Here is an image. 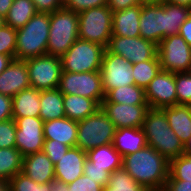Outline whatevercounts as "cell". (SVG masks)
Segmentation results:
<instances>
[{
    "instance_id": "cell-1",
    "label": "cell",
    "mask_w": 191,
    "mask_h": 191,
    "mask_svg": "<svg viewBox=\"0 0 191 191\" xmlns=\"http://www.w3.org/2000/svg\"><path fill=\"white\" fill-rule=\"evenodd\" d=\"M191 16V8L160 0H146L140 15V37L156 45L170 35H178L181 25Z\"/></svg>"
},
{
    "instance_id": "cell-2",
    "label": "cell",
    "mask_w": 191,
    "mask_h": 191,
    "mask_svg": "<svg viewBox=\"0 0 191 191\" xmlns=\"http://www.w3.org/2000/svg\"><path fill=\"white\" fill-rule=\"evenodd\" d=\"M122 167L147 190H161L169 176V161L149 145L123 157Z\"/></svg>"
},
{
    "instance_id": "cell-3",
    "label": "cell",
    "mask_w": 191,
    "mask_h": 191,
    "mask_svg": "<svg viewBox=\"0 0 191 191\" xmlns=\"http://www.w3.org/2000/svg\"><path fill=\"white\" fill-rule=\"evenodd\" d=\"M141 128L147 144L168 161L184 153V145L170 128L162 109L149 108Z\"/></svg>"
},
{
    "instance_id": "cell-4",
    "label": "cell",
    "mask_w": 191,
    "mask_h": 191,
    "mask_svg": "<svg viewBox=\"0 0 191 191\" xmlns=\"http://www.w3.org/2000/svg\"><path fill=\"white\" fill-rule=\"evenodd\" d=\"M50 14L37 13L25 25L16 29V60H27L47 54Z\"/></svg>"
},
{
    "instance_id": "cell-5",
    "label": "cell",
    "mask_w": 191,
    "mask_h": 191,
    "mask_svg": "<svg viewBox=\"0 0 191 191\" xmlns=\"http://www.w3.org/2000/svg\"><path fill=\"white\" fill-rule=\"evenodd\" d=\"M78 38V13L62 7L50 14L47 54L63 56Z\"/></svg>"
},
{
    "instance_id": "cell-6",
    "label": "cell",
    "mask_w": 191,
    "mask_h": 191,
    "mask_svg": "<svg viewBox=\"0 0 191 191\" xmlns=\"http://www.w3.org/2000/svg\"><path fill=\"white\" fill-rule=\"evenodd\" d=\"M116 127L99 108L94 114L78 121L76 147L83 151L113 143Z\"/></svg>"
},
{
    "instance_id": "cell-7",
    "label": "cell",
    "mask_w": 191,
    "mask_h": 191,
    "mask_svg": "<svg viewBox=\"0 0 191 191\" xmlns=\"http://www.w3.org/2000/svg\"><path fill=\"white\" fill-rule=\"evenodd\" d=\"M106 47L99 43L77 39L61 56L62 71L72 73L100 71Z\"/></svg>"
},
{
    "instance_id": "cell-8",
    "label": "cell",
    "mask_w": 191,
    "mask_h": 191,
    "mask_svg": "<svg viewBox=\"0 0 191 191\" xmlns=\"http://www.w3.org/2000/svg\"><path fill=\"white\" fill-rule=\"evenodd\" d=\"M79 39L107 47L112 36L113 11L106 5L90 8L78 14Z\"/></svg>"
},
{
    "instance_id": "cell-9",
    "label": "cell",
    "mask_w": 191,
    "mask_h": 191,
    "mask_svg": "<svg viewBox=\"0 0 191 191\" xmlns=\"http://www.w3.org/2000/svg\"><path fill=\"white\" fill-rule=\"evenodd\" d=\"M57 89L62 94H75L93 99L100 106L105 99L100 71L81 73L62 71Z\"/></svg>"
},
{
    "instance_id": "cell-10",
    "label": "cell",
    "mask_w": 191,
    "mask_h": 191,
    "mask_svg": "<svg viewBox=\"0 0 191 191\" xmlns=\"http://www.w3.org/2000/svg\"><path fill=\"white\" fill-rule=\"evenodd\" d=\"M157 55L163 71L173 73L191 71V47L181 35L165 37L157 45Z\"/></svg>"
},
{
    "instance_id": "cell-11",
    "label": "cell",
    "mask_w": 191,
    "mask_h": 191,
    "mask_svg": "<svg viewBox=\"0 0 191 191\" xmlns=\"http://www.w3.org/2000/svg\"><path fill=\"white\" fill-rule=\"evenodd\" d=\"M31 88L37 90L57 89L62 73L61 58L49 54L25 60Z\"/></svg>"
},
{
    "instance_id": "cell-12",
    "label": "cell",
    "mask_w": 191,
    "mask_h": 191,
    "mask_svg": "<svg viewBox=\"0 0 191 191\" xmlns=\"http://www.w3.org/2000/svg\"><path fill=\"white\" fill-rule=\"evenodd\" d=\"M106 49L122 56L131 64L152 60L157 56V45L142 37L111 36Z\"/></svg>"
},
{
    "instance_id": "cell-13",
    "label": "cell",
    "mask_w": 191,
    "mask_h": 191,
    "mask_svg": "<svg viewBox=\"0 0 191 191\" xmlns=\"http://www.w3.org/2000/svg\"><path fill=\"white\" fill-rule=\"evenodd\" d=\"M105 95L113 89L135 84L132 64L122 56L105 49L100 69Z\"/></svg>"
},
{
    "instance_id": "cell-14",
    "label": "cell",
    "mask_w": 191,
    "mask_h": 191,
    "mask_svg": "<svg viewBox=\"0 0 191 191\" xmlns=\"http://www.w3.org/2000/svg\"><path fill=\"white\" fill-rule=\"evenodd\" d=\"M16 129V149L23 156L41 152L44 144V121L40 117L13 118Z\"/></svg>"
},
{
    "instance_id": "cell-15",
    "label": "cell",
    "mask_w": 191,
    "mask_h": 191,
    "mask_svg": "<svg viewBox=\"0 0 191 191\" xmlns=\"http://www.w3.org/2000/svg\"><path fill=\"white\" fill-rule=\"evenodd\" d=\"M145 96L149 108L177 105L175 73L161 70L145 88Z\"/></svg>"
},
{
    "instance_id": "cell-16",
    "label": "cell",
    "mask_w": 191,
    "mask_h": 191,
    "mask_svg": "<svg viewBox=\"0 0 191 191\" xmlns=\"http://www.w3.org/2000/svg\"><path fill=\"white\" fill-rule=\"evenodd\" d=\"M101 108L113 122L116 129H119L125 127L141 128L149 106L102 103Z\"/></svg>"
},
{
    "instance_id": "cell-17",
    "label": "cell",
    "mask_w": 191,
    "mask_h": 191,
    "mask_svg": "<svg viewBox=\"0 0 191 191\" xmlns=\"http://www.w3.org/2000/svg\"><path fill=\"white\" fill-rule=\"evenodd\" d=\"M31 87L26 61L13 59L0 74V94L13 98Z\"/></svg>"
},
{
    "instance_id": "cell-18",
    "label": "cell",
    "mask_w": 191,
    "mask_h": 191,
    "mask_svg": "<svg viewBox=\"0 0 191 191\" xmlns=\"http://www.w3.org/2000/svg\"><path fill=\"white\" fill-rule=\"evenodd\" d=\"M87 159L86 151L74 146L54 165L55 179L69 184L83 175L84 162Z\"/></svg>"
},
{
    "instance_id": "cell-19",
    "label": "cell",
    "mask_w": 191,
    "mask_h": 191,
    "mask_svg": "<svg viewBox=\"0 0 191 191\" xmlns=\"http://www.w3.org/2000/svg\"><path fill=\"white\" fill-rule=\"evenodd\" d=\"M21 172L39 184L55 179L54 164L43 151L24 156Z\"/></svg>"
},
{
    "instance_id": "cell-20",
    "label": "cell",
    "mask_w": 191,
    "mask_h": 191,
    "mask_svg": "<svg viewBox=\"0 0 191 191\" xmlns=\"http://www.w3.org/2000/svg\"><path fill=\"white\" fill-rule=\"evenodd\" d=\"M44 139L59 141L69 147L76 146L78 122L67 117L44 122Z\"/></svg>"
},
{
    "instance_id": "cell-21",
    "label": "cell",
    "mask_w": 191,
    "mask_h": 191,
    "mask_svg": "<svg viewBox=\"0 0 191 191\" xmlns=\"http://www.w3.org/2000/svg\"><path fill=\"white\" fill-rule=\"evenodd\" d=\"M141 10L142 5H136L125 10L113 12L112 36H140L139 19Z\"/></svg>"
},
{
    "instance_id": "cell-22",
    "label": "cell",
    "mask_w": 191,
    "mask_h": 191,
    "mask_svg": "<svg viewBox=\"0 0 191 191\" xmlns=\"http://www.w3.org/2000/svg\"><path fill=\"white\" fill-rule=\"evenodd\" d=\"M112 144L122 157L148 145L142 128L131 127L116 129Z\"/></svg>"
},
{
    "instance_id": "cell-23",
    "label": "cell",
    "mask_w": 191,
    "mask_h": 191,
    "mask_svg": "<svg viewBox=\"0 0 191 191\" xmlns=\"http://www.w3.org/2000/svg\"><path fill=\"white\" fill-rule=\"evenodd\" d=\"M170 128L174 131L183 145L191 136V107L190 105H174L162 108Z\"/></svg>"
},
{
    "instance_id": "cell-24",
    "label": "cell",
    "mask_w": 191,
    "mask_h": 191,
    "mask_svg": "<svg viewBox=\"0 0 191 191\" xmlns=\"http://www.w3.org/2000/svg\"><path fill=\"white\" fill-rule=\"evenodd\" d=\"M41 90L28 88L12 98V118L39 117Z\"/></svg>"
},
{
    "instance_id": "cell-25",
    "label": "cell",
    "mask_w": 191,
    "mask_h": 191,
    "mask_svg": "<svg viewBox=\"0 0 191 191\" xmlns=\"http://www.w3.org/2000/svg\"><path fill=\"white\" fill-rule=\"evenodd\" d=\"M63 105L66 117L77 122L101 108L95 100L75 94H63Z\"/></svg>"
},
{
    "instance_id": "cell-26",
    "label": "cell",
    "mask_w": 191,
    "mask_h": 191,
    "mask_svg": "<svg viewBox=\"0 0 191 191\" xmlns=\"http://www.w3.org/2000/svg\"><path fill=\"white\" fill-rule=\"evenodd\" d=\"M86 153L87 159L93 163L94 167L106 170L110 174L122 168L123 157L114 148L112 143L90 149Z\"/></svg>"
},
{
    "instance_id": "cell-27",
    "label": "cell",
    "mask_w": 191,
    "mask_h": 191,
    "mask_svg": "<svg viewBox=\"0 0 191 191\" xmlns=\"http://www.w3.org/2000/svg\"><path fill=\"white\" fill-rule=\"evenodd\" d=\"M39 117L44 122L66 117L63 94L58 89L41 90Z\"/></svg>"
},
{
    "instance_id": "cell-28",
    "label": "cell",
    "mask_w": 191,
    "mask_h": 191,
    "mask_svg": "<svg viewBox=\"0 0 191 191\" xmlns=\"http://www.w3.org/2000/svg\"><path fill=\"white\" fill-rule=\"evenodd\" d=\"M102 103H122L128 105H148L145 96V89L131 84L110 90Z\"/></svg>"
},
{
    "instance_id": "cell-29",
    "label": "cell",
    "mask_w": 191,
    "mask_h": 191,
    "mask_svg": "<svg viewBox=\"0 0 191 191\" xmlns=\"http://www.w3.org/2000/svg\"><path fill=\"white\" fill-rule=\"evenodd\" d=\"M37 13L32 0H13L12 6L4 18V24L14 29H19L24 27V25Z\"/></svg>"
},
{
    "instance_id": "cell-30",
    "label": "cell",
    "mask_w": 191,
    "mask_h": 191,
    "mask_svg": "<svg viewBox=\"0 0 191 191\" xmlns=\"http://www.w3.org/2000/svg\"><path fill=\"white\" fill-rule=\"evenodd\" d=\"M23 157L16 148H0V180L8 182L21 172Z\"/></svg>"
},
{
    "instance_id": "cell-31",
    "label": "cell",
    "mask_w": 191,
    "mask_h": 191,
    "mask_svg": "<svg viewBox=\"0 0 191 191\" xmlns=\"http://www.w3.org/2000/svg\"><path fill=\"white\" fill-rule=\"evenodd\" d=\"M102 191H148L143 185L135 181L122 167L113 171L108 179V184Z\"/></svg>"
},
{
    "instance_id": "cell-32",
    "label": "cell",
    "mask_w": 191,
    "mask_h": 191,
    "mask_svg": "<svg viewBox=\"0 0 191 191\" xmlns=\"http://www.w3.org/2000/svg\"><path fill=\"white\" fill-rule=\"evenodd\" d=\"M132 70L135 85L145 89L162 69L157 55L152 60L132 64Z\"/></svg>"
},
{
    "instance_id": "cell-33",
    "label": "cell",
    "mask_w": 191,
    "mask_h": 191,
    "mask_svg": "<svg viewBox=\"0 0 191 191\" xmlns=\"http://www.w3.org/2000/svg\"><path fill=\"white\" fill-rule=\"evenodd\" d=\"M51 191H102V186L84 174L75 181L66 184L54 179L50 182Z\"/></svg>"
},
{
    "instance_id": "cell-34",
    "label": "cell",
    "mask_w": 191,
    "mask_h": 191,
    "mask_svg": "<svg viewBox=\"0 0 191 191\" xmlns=\"http://www.w3.org/2000/svg\"><path fill=\"white\" fill-rule=\"evenodd\" d=\"M168 179L191 181V159L182 154L169 161Z\"/></svg>"
},
{
    "instance_id": "cell-35",
    "label": "cell",
    "mask_w": 191,
    "mask_h": 191,
    "mask_svg": "<svg viewBox=\"0 0 191 191\" xmlns=\"http://www.w3.org/2000/svg\"><path fill=\"white\" fill-rule=\"evenodd\" d=\"M8 182L11 191H51L50 183L39 184L22 172L17 173Z\"/></svg>"
},
{
    "instance_id": "cell-36",
    "label": "cell",
    "mask_w": 191,
    "mask_h": 191,
    "mask_svg": "<svg viewBox=\"0 0 191 191\" xmlns=\"http://www.w3.org/2000/svg\"><path fill=\"white\" fill-rule=\"evenodd\" d=\"M177 105L191 104V71L175 73Z\"/></svg>"
},
{
    "instance_id": "cell-37",
    "label": "cell",
    "mask_w": 191,
    "mask_h": 191,
    "mask_svg": "<svg viewBox=\"0 0 191 191\" xmlns=\"http://www.w3.org/2000/svg\"><path fill=\"white\" fill-rule=\"evenodd\" d=\"M16 29L9 25L0 27V54L11 56L15 59Z\"/></svg>"
},
{
    "instance_id": "cell-38",
    "label": "cell",
    "mask_w": 191,
    "mask_h": 191,
    "mask_svg": "<svg viewBox=\"0 0 191 191\" xmlns=\"http://www.w3.org/2000/svg\"><path fill=\"white\" fill-rule=\"evenodd\" d=\"M16 129L13 118L0 122V148H16Z\"/></svg>"
},
{
    "instance_id": "cell-39",
    "label": "cell",
    "mask_w": 191,
    "mask_h": 191,
    "mask_svg": "<svg viewBox=\"0 0 191 191\" xmlns=\"http://www.w3.org/2000/svg\"><path fill=\"white\" fill-rule=\"evenodd\" d=\"M70 147L59 141L44 139L43 152L55 165Z\"/></svg>"
},
{
    "instance_id": "cell-40",
    "label": "cell",
    "mask_w": 191,
    "mask_h": 191,
    "mask_svg": "<svg viewBox=\"0 0 191 191\" xmlns=\"http://www.w3.org/2000/svg\"><path fill=\"white\" fill-rule=\"evenodd\" d=\"M83 174L95 180L100 186L104 187L108 184L110 173L99 167H94L93 163L86 159L83 167Z\"/></svg>"
},
{
    "instance_id": "cell-41",
    "label": "cell",
    "mask_w": 191,
    "mask_h": 191,
    "mask_svg": "<svg viewBox=\"0 0 191 191\" xmlns=\"http://www.w3.org/2000/svg\"><path fill=\"white\" fill-rule=\"evenodd\" d=\"M107 3L108 0H65L64 7L79 14L90 8L106 6Z\"/></svg>"
},
{
    "instance_id": "cell-42",
    "label": "cell",
    "mask_w": 191,
    "mask_h": 191,
    "mask_svg": "<svg viewBox=\"0 0 191 191\" xmlns=\"http://www.w3.org/2000/svg\"><path fill=\"white\" fill-rule=\"evenodd\" d=\"M38 13L51 14L57 9L64 7L62 0H32Z\"/></svg>"
},
{
    "instance_id": "cell-43",
    "label": "cell",
    "mask_w": 191,
    "mask_h": 191,
    "mask_svg": "<svg viewBox=\"0 0 191 191\" xmlns=\"http://www.w3.org/2000/svg\"><path fill=\"white\" fill-rule=\"evenodd\" d=\"M145 1L146 0H108L107 6L113 12H116L136 5H142Z\"/></svg>"
},
{
    "instance_id": "cell-44",
    "label": "cell",
    "mask_w": 191,
    "mask_h": 191,
    "mask_svg": "<svg viewBox=\"0 0 191 191\" xmlns=\"http://www.w3.org/2000/svg\"><path fill=\"white\" fill-rule=\"evenodd\" d=\"M12 119V98L0 94V122Z\"/></svg>"
},
{
    "instance_id": "cell-45",
    "label": "cell",
    "mask_w": 191,
    "mask_h": 191,
    "mask_svg": "<svg viewBox=\"0 0 191 191\" xmlns=\"http://www.w3.org/2000/svg\"><path fill=\"white\" fill-rule=\"evenodd\" d=\"M164 191H191V181L167 179Z\"/></svg>"
},
{
    "instance_id": "cell-46",
    "label": "cell",
    "mask_w": 191,
    "mask_h": 191,
    "mask_svg": "<svg viewBox=\"0 0 191 191\" xmlns=\"http://www.w3.org/2000/svg\"><path fill=\"white\" fill-rule=\"evenodd\" d=\"M179 35L191 47V16L181 25Z\"/></svg>"
},
{
    "instance_id": "cell-47",
    "label": "cell",
    "mask_w": 191,
    "mask_h": 191,
    "mask_svg": "<svg viewBox=\"0 0 191 191\" xmlns=\"http://www.w3.org/2000/svg\"><path fill=\"white\" fill-rule=\"evenodd\" d=\"M12 4L13 0H0V16L5 18Z\"/></svg>"
},
{
    "instance_id": "cell-48",
    "label": "cell",
    "mask_w": 191,
    "mask_h": 191,
    "mask_svg": "<svg viewBox=\"0 0 191 191\" xmlns=\"http://www.w3.org/2000/svg\"><path fill=\"white\" fill-rule=\"evenodd\" d=\"M12 60L13 58L11 56L0 54V74L7 68Z\"/></svg>"
},
{
    "instance_id": "cell-49",
    "label": "cell",
    "mask_w": 191,
    "mask_h": 191,
    "mask_svg": "<svg viewBox=\"0 0 191 191\" xmlns=\"http://www.w3.org/2000/svg\"><path fill=\"white\" fill-rule=\"evenodd\" d=\"M162 2H168L176 5L188 6L191 8V0H160Z\"/></svg>"
},
{
    "instance_id": "cell-50",
    "label": "cell",
    "mask_w": 191,
    "mask_h": 191,
    "mask_svg": "<svg viewBox=\"0 0 191 191\" xmlns=\"http://www.w3.org/2000/svg\"><path fill=\"white\" fill-rule=\"evenodd\" d=\"M0 191H11L9 182L0 180Z\"/></svg>"
},
{
    "instance_id": "cell-51",
    "label": "cell",
    "mask_w": 191,
    "mask_h": 191,
    "mask_svg": "<svg viewBox=\"0 0 191 191\" xmlns=\"http://www.w3.org/2000/svg\"><path fill=\"white\" fill-rule=\"evenodd\" d=\"M184 152H191V136L184 145Z\"/></svg>"
},
{
    "instance_id": "cell-52",
    "label": "cell",
    "mask_w": 191,
    "mask_h": 191,
    "mask_svg": "<svg viewBox=\"0 0 191 191\" xmlns=\"http://www.w3.org/2000/svg\"><path fill=\"white\" fill-rule=\"evenodd\" d=\"M4 25V18L2 16H0V27Z\"/></svg>"
},
{
    "instance_id": "cell-53",
    "label": "cell",
    "mask_w": 191,
    "mask_h": 191,
    "mask_svg": "<svg viewBox=\"0 0 191 191\" xmlns=\"http://www.w3.org/2000/svg\"><path fill=\"white\" fill-rule=\"evenodd\" d=\"M183 154L187 155L191 159V152H184Z\"/></svg>"
},
{
    "instance_id": "cell-54",
    "label": "cell",
    "mask_w": 191,
    "mask_h": 191,
    "mask_svg": "<svg viewBox=\"0 0 191 191\" xmlns=\"http://www.w3.org/2000/svg\"><path fill=\"white\" fill-rule=\"evenodd\" d=\"M148 191H164V189H161V190H148Z\"/></svg>"
}]
</instances>
